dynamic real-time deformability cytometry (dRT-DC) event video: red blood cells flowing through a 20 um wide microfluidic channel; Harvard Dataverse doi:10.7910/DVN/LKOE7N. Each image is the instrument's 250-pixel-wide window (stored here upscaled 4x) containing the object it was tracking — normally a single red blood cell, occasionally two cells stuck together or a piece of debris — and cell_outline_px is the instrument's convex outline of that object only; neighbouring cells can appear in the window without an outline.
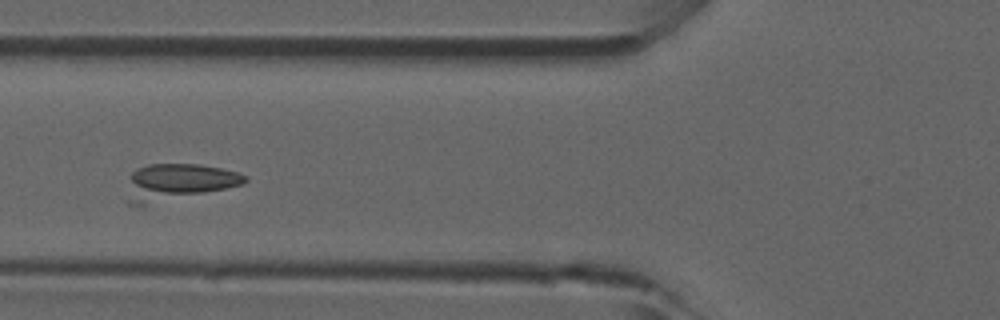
{"species": "common noctule bat (a hibernating species)", "species_latin": "Nyctalus noctula", "temperature_condition": "room temperature", "stored_images_in_passage": 2, "camera_frame_rate_fps": 3000, "um_per_image_px": 0.085, "animal": {"sex": "male", "forearm_length_mm": 52.5}, "frame": {"image": 1, "passage_image": 2, "time_ms": 0.333, "image_size_px": [1000, 320], "cell_outline_px": [[248, 180], [244, 184], [144, 204], [128, 204], [128, 200], [132, 172], [136, 168], [148, 164], [200, 164], [240, 172], [248, 176]], "centroid_in_image_um": [15.19, 15.42], "position_along_channel_um": 110.6, "area_um2": 24.1}}